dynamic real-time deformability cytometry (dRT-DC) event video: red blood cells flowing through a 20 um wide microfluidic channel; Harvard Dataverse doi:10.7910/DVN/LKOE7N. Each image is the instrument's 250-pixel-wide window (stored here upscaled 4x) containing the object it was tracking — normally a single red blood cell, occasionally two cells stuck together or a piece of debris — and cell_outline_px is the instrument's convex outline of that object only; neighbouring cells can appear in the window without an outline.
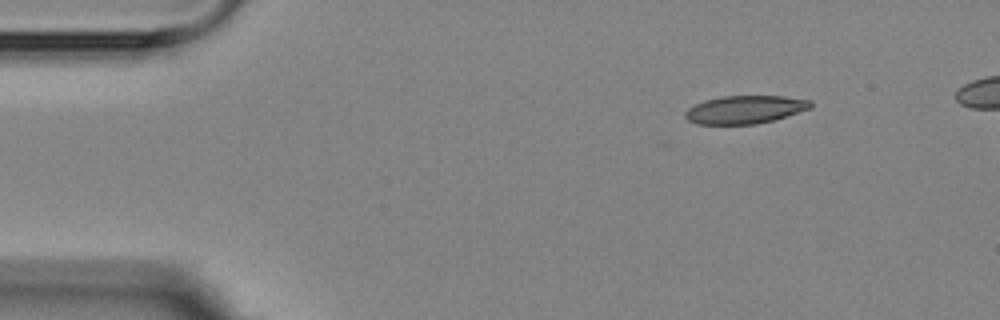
{"species": "Egyptian fruit bat (a non-hibernating species)", "species_latin": "Rousettus aegyptiacus", "temperature_condition": "room temperature", "stored_images_in_passage": 6, "camera_frame_rate_fps": 3000, "um_per_image_px": 0.085, "animal": {"sex": "female"}, "frame": {"image": 1, "passage_image": 1, "time_ms": 0.0, "image_size_px": [1000, 320], "cell_outline_px": [[812, 108], [772, 120], [756, 124], [696, 124], [688, 120], [684, 116], [684, 112], [688, 108], [704, 100], [720, 96], [784, 96], [812, 100]], "centroid_in_image_um": [63.31, 9.31], "position_along_channel_um": 21.7, "area_um2": 20.52}}
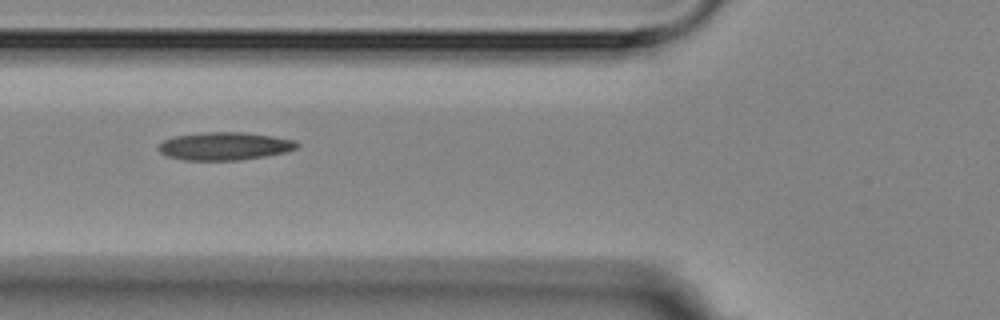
{"frame": {"image": 2, "passage_image": 5, "time_ms": 4.333, "image_size_px": [1000, 320], "cell_outline_px": [[300, 144], [296, 148], [288, 152], [264, 156], [236, 160], [184, 160], [168, 156], [160, 152], [156, 148], [164, 140], [176, 136], [200, 132], [240, 132], [272, 136], [296, 140]], "centroid_in_image_um": [19.1, 12.42], "position_along_channel_um": 106.7, "area_um2": 22.48}}
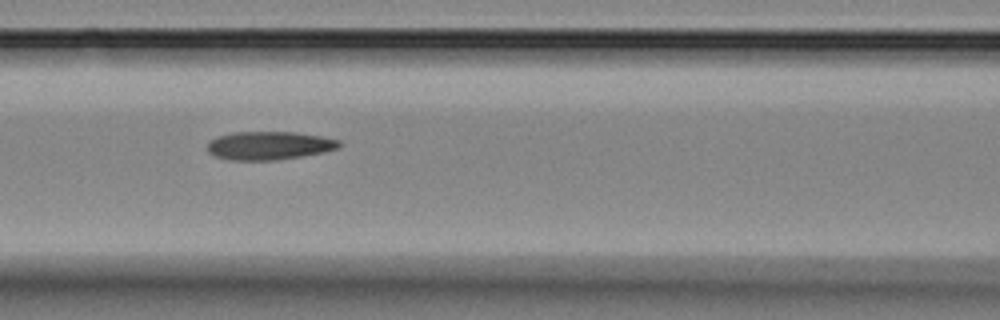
{"frame": {"image": 3, "passage_image": 6, "time_ms": 5.333, "image_size_px": [1000, 320], "cell_outline_px": [[340, 144], [336, 148], [324, 152], [276, 160], [232, 160], [216, 156], [208, 152], [208, 140], [216, 136], [232, 132], [296, 132], [320, 136], [340, 140]], "centroid_in_image_um": [22.83, 12.36], "position_along_channel_um": 143.8, "area_um2": 21.68}}